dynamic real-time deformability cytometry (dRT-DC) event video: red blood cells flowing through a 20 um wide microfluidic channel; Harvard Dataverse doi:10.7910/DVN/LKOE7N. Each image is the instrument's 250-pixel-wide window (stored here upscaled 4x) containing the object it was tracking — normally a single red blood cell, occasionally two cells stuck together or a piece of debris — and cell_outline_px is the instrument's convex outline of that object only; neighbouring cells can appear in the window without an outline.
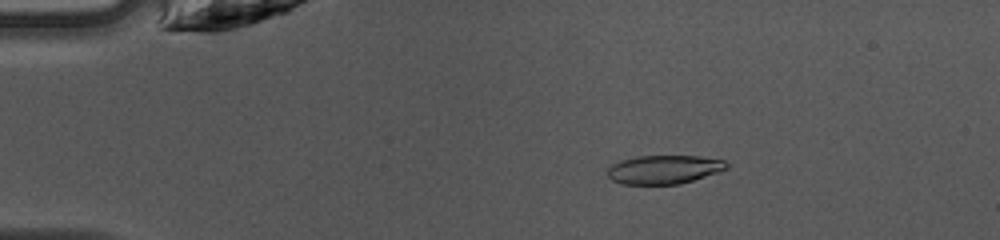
{"species": "common noctule bat (a hibernating species)", "species_latin": "Nyctalus noctula", "temperature_condition": "warm", "stored_images_in_passage": 48, "camera_frame_rate_fps": 3000, "um_per_image_px": 0.085, "animal": {"sex": "female", "body_mass_g": 10.0, "forearm_length_mm": 53.1}, "frame": {"image": 1, "passage_image": 9, "time_ms": 2.667, "image_size_px": [1000, 240], "cell_outline_px": [[728, 168], [680, 184], [620, 184], [612, 180], [608, 176], [608, 168], [612, 164], [620, 160], [636, 156], [700, 156], [724, 160], [728, 164]], "centroid_in_image_um": [56.4, 14.4], "position_along_channel_um": 28.6, "area_um2": 19.83}}
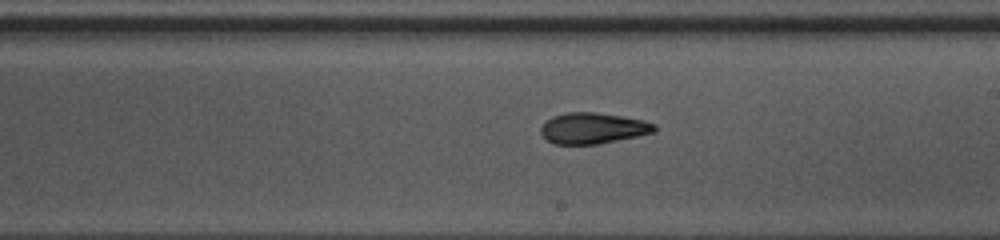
{"frame": {"image": 2, "passage_image": 28, "time_ms": 9.0, "image_size_px": [1000, 240], "cell_outline_px": [[656, 132], [596, 144], [552, 144], [540, 132], [540, 128], [552, 116], [568, 112], [596, 112], [644, 120], [656, 124]], "centroid_in_image_um": [50.4, 10.89], "position_along_channel_um": 238.6, "area_um2": 20.35}}
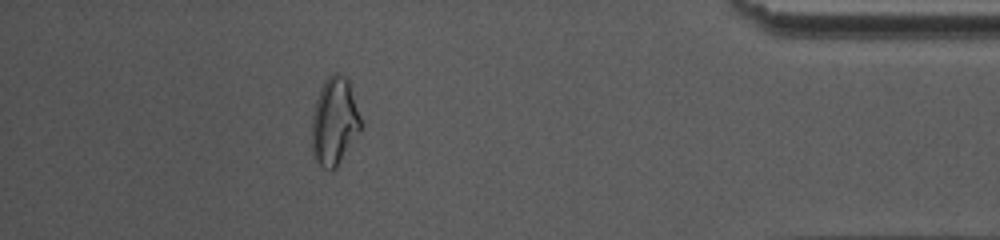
{"frame": {"image": 3, "passage_image": 43, "time_ms": 14.0, "image_size_px": [1000, 240], "cell_outline_px": [[360, 132], [336, 168], [332, 172], [324, 168], [312, 156], [312, 116], [316, 100], [320, 88], [324, 80], [332, 72], [340, 72], [348, 80], [360, 116]], "centroid_in_image_um": [28.41, 10.33], "position_along_channel_um": 406.8, "area_um2": 25.09}, "authors_computed_cell_mechanics": {"area_um2": 21.0103, "velocity_mm_per_s": 4.1798, "shape_relaxation_time_tau1_ms": null, "shape_relaxation_time_tau2_ms": 2.6408, "deformation_change_tau1": null, "deformation_change_tau2": 0.096}}